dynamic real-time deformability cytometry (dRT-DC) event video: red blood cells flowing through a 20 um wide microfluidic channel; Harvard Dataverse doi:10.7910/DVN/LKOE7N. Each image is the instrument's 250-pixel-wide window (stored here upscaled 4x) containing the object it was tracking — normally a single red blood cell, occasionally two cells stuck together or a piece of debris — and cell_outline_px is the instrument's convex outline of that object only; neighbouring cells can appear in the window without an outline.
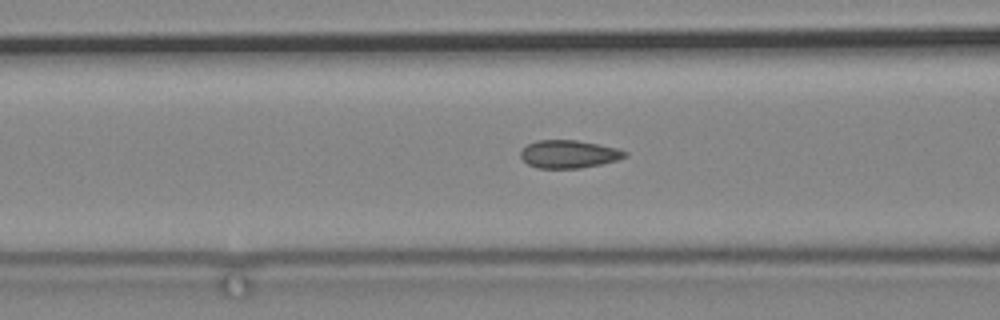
{"species": "common noctule bat (a hibernating species)", "species_latin": "Nyctalus noctula", "temperature_condition": "cold", "stored_images_in_passage": 72, "camera_frame_rate_fps": 3000, "um_per_image_px": 0.085, "animal": {"sex": "male", "body_mass_g": 19.2, "forearm_length_mm": 51.8}, "frame": {"image": 1, "passage_image": 34, "time_ms": 11.0, "image_size_px": [1000, 320], "cell_outline_px": [[628, 156], [616, 160], [600, 164], [580, 168], [536, 168], [528, 164], [520, 156], [520, 152], [528, 144], [536, 140], [576, 140], [616, 148], [628, 152]], "centroid_in_image_um": [48.34, 13.1], "position_along_channel_um": 118.3, "area_um2": 16.82}}
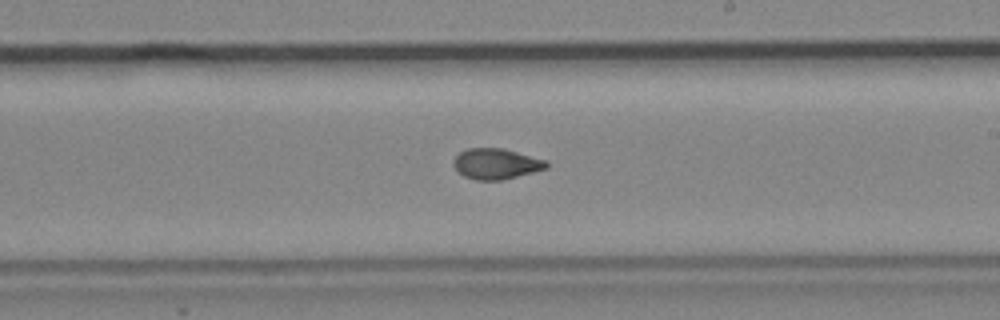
{"frame": {"image": 2, "passage_image": 46, "time_ms": 15.0, "image_size_px": [1000, 320], "cell_outline_px": [[548, 168], [500, 180], [476, 180], [464, 176], [456, 172], [452, 164], [452, 160], [460, 152], [468, 148], [504, 148], [548, 160]], "centroid_in_image_um": [42.15, 13.91], "position_along_channel_um": 246.9, "area_um2": 16.76}}
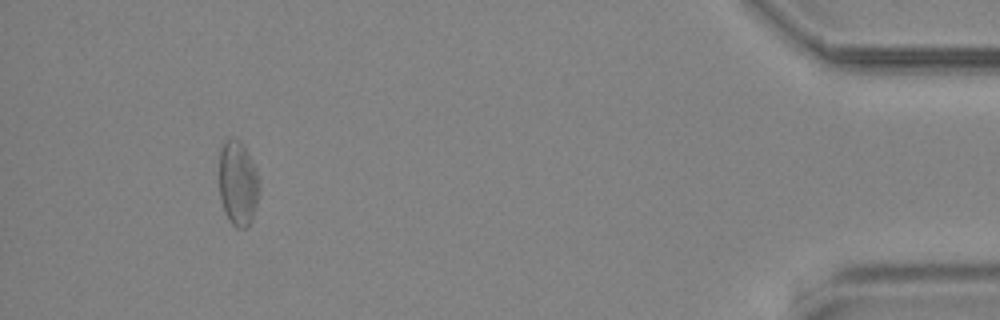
{"frame": {"image": 3, "passage_image": 68, "time_ms": 22.333, "image_size_px": [1000, 320], "cell_outline_px": [[260, 188], [256, 204], [252, 216], [248, 224], [244, 228], [236, 228], [228, 220], [224, 212], [220, 196], [220, 148], [224, 140], [232, 136], [240, 140], [244, 144], [256, 172], [260, 184]], "centroid_in_image_um": [20.21, 15.54], "position_along_channel_um": 415.0, "area_um2": 19.83}}